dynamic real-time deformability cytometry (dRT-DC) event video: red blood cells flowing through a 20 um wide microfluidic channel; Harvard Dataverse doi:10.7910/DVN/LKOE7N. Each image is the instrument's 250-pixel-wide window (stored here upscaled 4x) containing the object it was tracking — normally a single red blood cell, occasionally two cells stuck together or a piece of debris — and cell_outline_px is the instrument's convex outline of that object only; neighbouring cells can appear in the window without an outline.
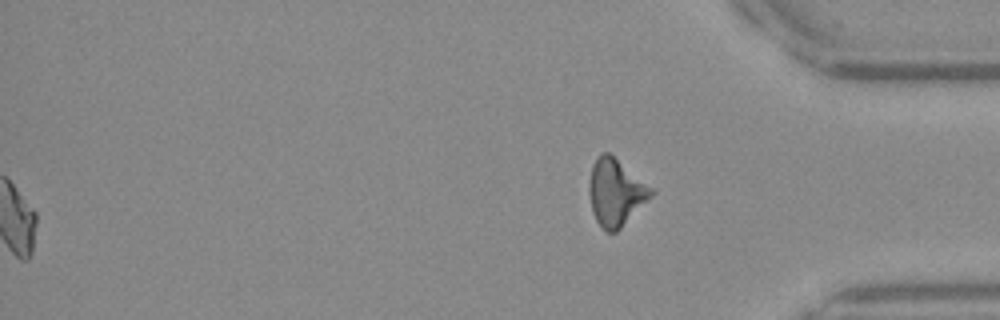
{"species": "Egyptian fruit bat (a non-hibernating species)", "species_latin": "Rousettus aegyptiacus", "temperature_condition": "warm", "stored_images_in_passage": 49, "segment_of_instrument_passage": [2, 2], "camera_frame_rate_fps": 3000, "um_per_image_px": 0.085, "frame": {"image": 1, "passage_image": 49, "time_ms": 16.0, "image_size_px": [1000, 320], "cell_outline_px": [[656, 192], [616, 232], [604, 232], [600, 228], [592, 212], [588, 192], [588, 184], [592, 164], [600, 152], [608, 152], [652, 188]], "centroid_in_image_um": [52.29, 16.37], "position_along_channel_um": 382.9, "area_um2": 24.1}}